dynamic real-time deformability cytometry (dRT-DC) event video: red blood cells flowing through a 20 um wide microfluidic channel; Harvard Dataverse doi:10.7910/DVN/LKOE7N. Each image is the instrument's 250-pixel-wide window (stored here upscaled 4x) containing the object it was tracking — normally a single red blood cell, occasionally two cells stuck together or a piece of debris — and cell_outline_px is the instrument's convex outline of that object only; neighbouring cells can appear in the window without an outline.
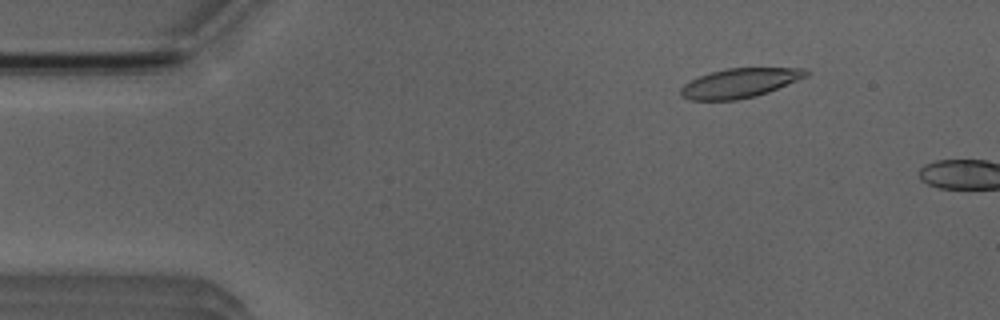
{"species": "Egyptian fruit bat (a non-hibernating species)", "species_latin": "Rousettus aegyptiacus", "temperature_condition": "room temperature", "stored_images_in_passage": 3, "camera_frame_rate_fps": 3000, "um_per_image_px": 0.085, "animal": {"sex": "male"}, "frame": {"image": 1, "passage_image": 2, "time_ms": 1.0, "image_size_px": [1000, 320], "cell_outline_px": [[808, 76], [768, 92], [756, 96], [736, 100], [692, 100], [680, 96], [680, 88], [684, 84], [700, 76], [712, 72], [728, 68], [808, 68]], "centroid_in_image_um": [62.89, 7.06], "position_along_channel_um": 22.1, "area_um2": 21.33}}